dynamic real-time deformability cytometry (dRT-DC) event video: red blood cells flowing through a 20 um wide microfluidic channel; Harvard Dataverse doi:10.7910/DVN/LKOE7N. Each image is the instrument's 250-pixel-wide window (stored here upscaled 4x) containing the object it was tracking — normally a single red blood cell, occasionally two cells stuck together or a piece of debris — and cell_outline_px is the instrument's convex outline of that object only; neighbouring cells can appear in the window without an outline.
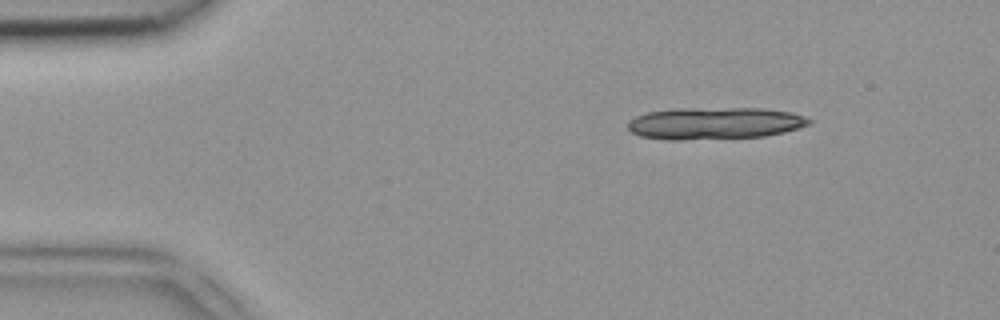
{"species": "common noctule bat (a hibernating species)", "species_latin": "Nyctalus noctula", "temperature_condition": "room temperature", "stored_images_in_passage": 12, "camera_frame_rate_fps": 3000, "um_per_image_px": 0.085, "animal": {"sex": "female", "body_mass_g": 18.4}, "frame": {"image": 1, "passage_image": 1, "time_ms": 0.0, "image_size_px": [1000, 320], "cell_outline_px": [[812, 124], [784, 132], [764, 136], [680, 140], [664, 140], [640, 136], [632, 132], [628, 128], [628, 120], [636, 116], [648, 112], [676, 108], [764, 108], [792, 112], [804, 116], [812, 120]], "centroid_in_image_um": [60.75, 10.47], "position_along_channel_um": 24.2, "area_um2": 34.04}}